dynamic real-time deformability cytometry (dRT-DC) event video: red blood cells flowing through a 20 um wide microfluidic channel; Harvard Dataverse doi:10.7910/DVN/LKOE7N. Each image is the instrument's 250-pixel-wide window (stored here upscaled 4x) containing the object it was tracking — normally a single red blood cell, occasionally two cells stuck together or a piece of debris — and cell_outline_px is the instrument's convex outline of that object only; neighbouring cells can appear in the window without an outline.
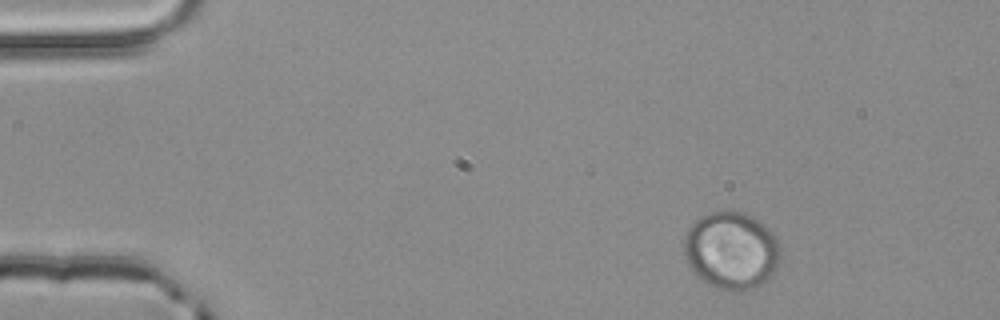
{"species": "common noctule bat (a hibernating species)", "species_latin": "Nyctalus noctula", "temperature_condition": "room temperature", "stored_images_in_passage": 2, "camera_frame_rate_fps": 3000, "um_per_image_px": 0.085, "animal": {"sex": "male", "body_mass_g": 20.4}, "frame": {"image": 1, "passage_image": 1, "time_ms": 0.0, "image_size_px": [1000, 320], "cell_outline_px": [[780, 256], [776, 268], [772, 276], [768, 280], [760, 284], [740, 292], [716, 288], [708, 284], [688, 264], [684, 256], [684, 236], [688, 228], [696, 220], [708, 212], [748, 212], [760, 220], [776, 236], [780, 248]], "centroid_in_image_um": [62.19, 21.27], "position_along_channel_um": 22.8, "area_um2": 43.58}}
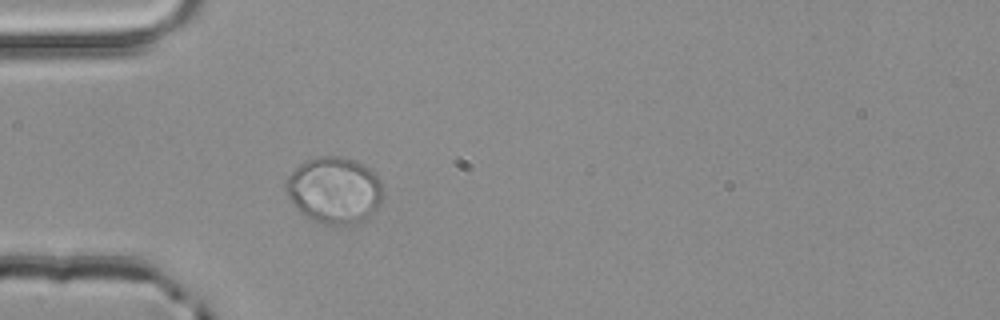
{"frame": {"image": 2, "passage_image": 2, "time_ms": 0.333, "image_size_px": [1000, 320], "cell_outline_px": [[384, 196], [376, 212], [364, 224], [324, 224], [312, 220], [304, 216], [292, 204], [284, 188], [284, 184], [288, 176], [304, 160], [316, 156], [340, 156], [364, 164], [380, 180], [384, 192]], "centroid_in_image_um": [28.44, 16.19], "position_along_channel_um": 56.6, "area_um2": 38.44}}